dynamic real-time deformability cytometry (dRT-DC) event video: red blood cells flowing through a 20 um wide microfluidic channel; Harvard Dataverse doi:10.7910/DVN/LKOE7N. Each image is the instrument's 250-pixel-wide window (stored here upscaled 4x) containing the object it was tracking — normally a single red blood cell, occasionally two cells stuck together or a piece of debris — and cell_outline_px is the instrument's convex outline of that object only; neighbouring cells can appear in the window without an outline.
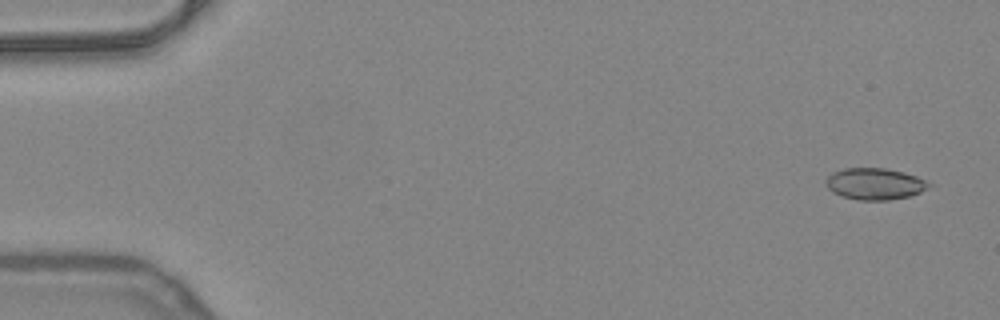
{"species": "common noctule bat (a hibernating species)", "species_latin": "Nyctalus noctula", "temperature_condition": "warm", "stored_images_in_passage": 18, "camera_frame_rate_fps": 3000, "um_per_image_px": 0.085, "animal": {"sex": "female", "body_mass_g": 24.6, "forearm_length_mm": 56.2}, "frame": {"image": 1, "passage_image": 3, "time_ms": 0.667, "image_size_px": [1000, 320], "cell_outline_px": [[932, 184], [920, 192], [908, 196], [888, 200], [856, 200], [832, 192], [828, 188], [824, 180], [832, 172], [844, 168], [884, 168], [904, 172], [916, 176]], "centroid_in_image_um": [74.32, 15.62], "position_along_channel_um": 10.7, "area_um2": 18.84}}
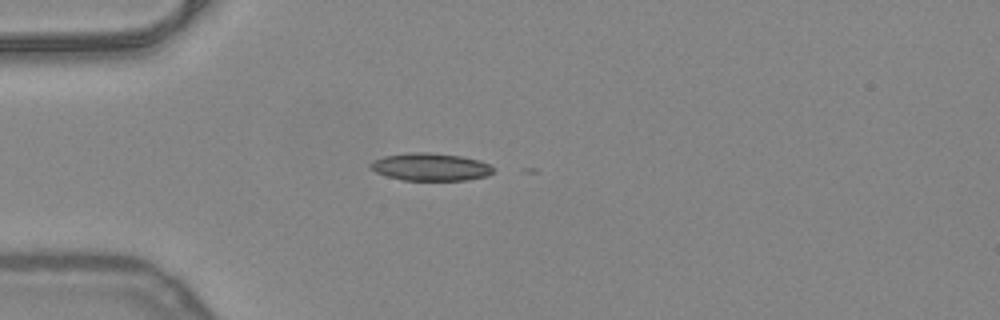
{"frame": {"image": 2, "passage_image": 15, "time_ms": 4.667, "image_size_px": [1000, 320], "cell_outline_px": [[496, 168], [488, 176], [468, 180], [404, 180], [388, 176], [376, 172], [368, 164], [372, 160], [384, 156], [408, 152], [428, 152], [460, 156], [480, 160]], "centroid_in_image_um": [36.61, 14.18], "position_along_channel_um": 48.4, "area_um2": 19.83}}